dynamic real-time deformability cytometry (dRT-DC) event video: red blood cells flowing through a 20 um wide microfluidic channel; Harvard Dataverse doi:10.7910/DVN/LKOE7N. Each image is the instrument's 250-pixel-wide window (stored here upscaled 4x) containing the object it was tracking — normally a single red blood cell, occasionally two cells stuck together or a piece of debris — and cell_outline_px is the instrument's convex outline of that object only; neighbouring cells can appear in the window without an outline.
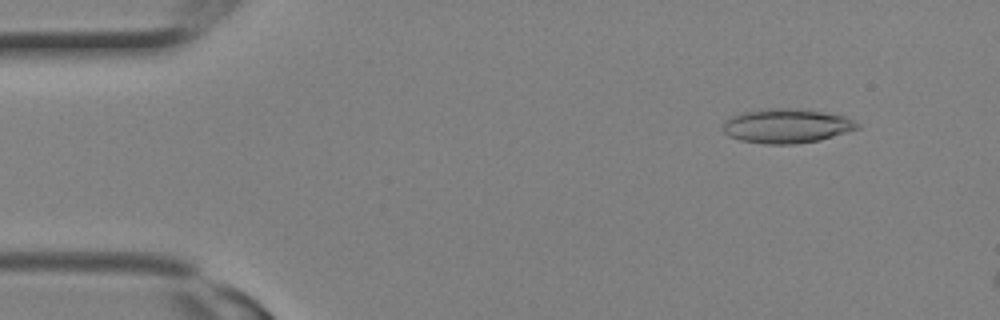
{"species": "Egyptian fruit bat (a non-hibernating species)", "species_latin": "Rousettus aegyptiacus", "temperature_condition": "room temperature", "stored_images_in_passage": 3, "camera_frame_rate_fps": 3000, "um_per_image_px": 0.085, "animal": {"sex": "female"}, "frame": {"image": 1, "passage_image": 1, "time_ms": 0.0, "image_size_px": [1000, 320], "cell_outline_px": [[860, 128], [820, 140], [796, 144], [764, 144], [740, 140], [724, 132], [724, 120], [732, 116], [744, 112], [768, 108], [796, 108], [824, 112], [844, 116], [860, 124]], "centroid_in_image_um": [66.89, 10.7], "position_along_channel_um": 18.1, "area_um2": 26.76}}